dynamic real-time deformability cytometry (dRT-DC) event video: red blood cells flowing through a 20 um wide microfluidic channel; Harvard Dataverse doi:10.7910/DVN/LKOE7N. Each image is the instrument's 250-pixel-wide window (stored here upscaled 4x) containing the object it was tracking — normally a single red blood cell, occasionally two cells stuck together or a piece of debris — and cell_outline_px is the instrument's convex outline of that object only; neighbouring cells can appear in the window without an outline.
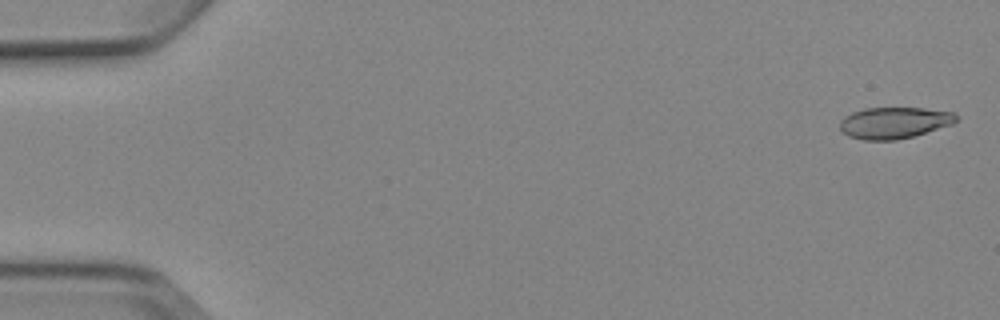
{"species": "Egyptian fruit bat (a non-hibernating species)", "species_latin": "Rousettus aegyptiacus", "temperature_condition": "cold", "stored_images_in_passage": 5, "camera_frame_rate_fps": 3000, "um_per_image_px": 0.085, "animal": {"sex": "female"}, "frame": {"image": 1, "passage_image": 1, "time_ms": 0.0, "image_size_px": [1000, 320], "cell_outline_px": [[956, 120], [952, 124], [912, 136], [896, 140], [864, 140], [848, 136], [840, 128], [840, 120], [844, 116], [852, 112], [864, 108], [924, 108], [952, 112], [956, 116]], "centroid_in_image_um": [75.96, 10.43], "position_along_channel_um": 9.0, "area_um2": 21.1}}
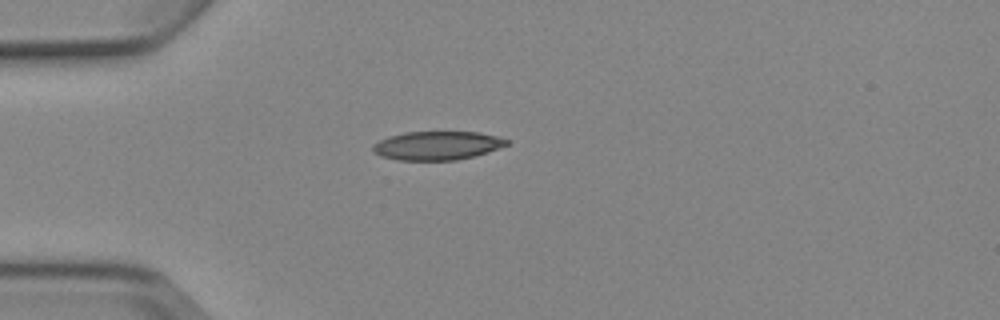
{"frame": {"image": 2, "passage_image": 4, "time_ms": 4.333, "image_size_px": [1000, 320], "cell_outline_px": [[508, 144], [488, 152], [456, 160], [396, 160], [380, 156], [372, 152], [372, 144], [388, 136], [404, 132], [480, 132], [496, 136], [508, 140]], "centroid_in_image_um": [37.1, 12.37], "position_along_channel_um": 47.9, "area_um2": 22.37}}